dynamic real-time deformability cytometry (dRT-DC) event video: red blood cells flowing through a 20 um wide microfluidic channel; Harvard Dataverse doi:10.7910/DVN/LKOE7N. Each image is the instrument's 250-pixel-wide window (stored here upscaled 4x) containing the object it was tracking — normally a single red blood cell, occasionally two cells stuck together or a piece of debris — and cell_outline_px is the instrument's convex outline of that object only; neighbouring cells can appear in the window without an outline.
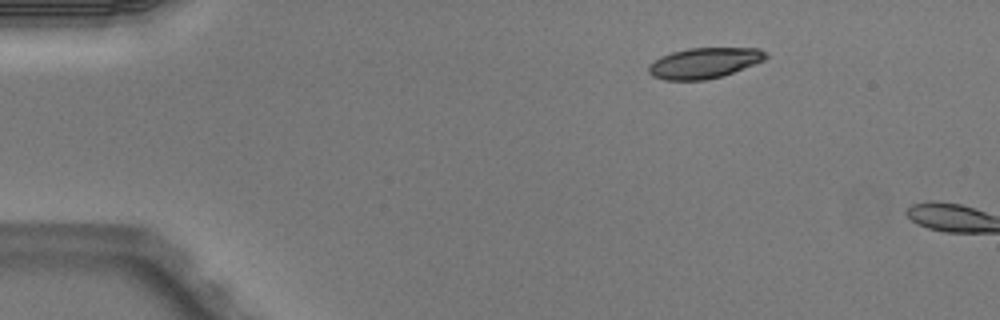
{"species": "Egyptian fruit bat (a non-hibernating species)", "species_latin": "Rousettus aegyptiacus", "temperature_condition": "warm", "stored_images_in_passage": 2, "camera_frame_rate_fps": 3000, "um_per_image_px": 0.085, "animal": {"sex": "male"}, "frame": {"image": 1, "passage_image": 1, "time_ms": 0.0, "image_size_px": [1000, 320], "cell_outline_px": [[768, 56], [764, 60], [724, 76], [704, 80], [664, 80], [652, 76], [648, 72], [648, 64], [660, 56], [672, 52], [688, 48], [760, 48], [768, 52]], "centroid_in_image_um": [59.85, 5.35], "position_along_channel_um": 25.1, "area_um2": 21.1}}